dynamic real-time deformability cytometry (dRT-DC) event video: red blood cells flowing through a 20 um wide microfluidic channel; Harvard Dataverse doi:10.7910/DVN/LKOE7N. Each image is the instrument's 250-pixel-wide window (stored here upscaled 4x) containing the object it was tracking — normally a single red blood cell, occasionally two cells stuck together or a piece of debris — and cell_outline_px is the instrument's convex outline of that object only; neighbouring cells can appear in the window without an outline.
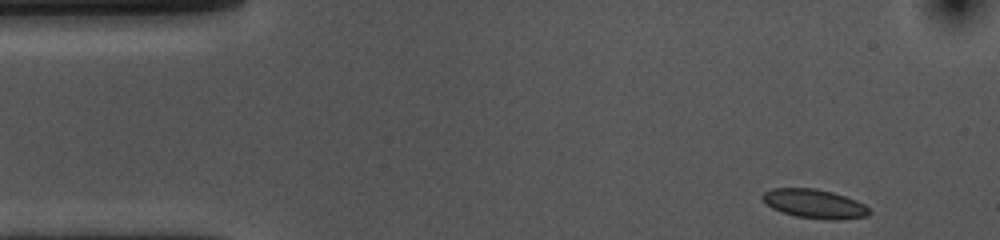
{"species": "common noctule bat (a hibernating species)", "species_latin": "Nyctalus noctula", "temperature_condition": "cold", "stored_images_in_passage": 43, "camera_frame_rate_fps": 3000, "um_per_image_px": 0.085, "animal": {"sex": "female", "body_mass_g": 10.0, "forearm_length_mm": 53.1}, "frame": {"image": 1, "passage_image": 1, "time_ms": 0.0, "image_size_px": [1000, 240], "cell_outline_px": [[872, 212], [868, 216], [836, 220], [828, 220], [796, 216], [780, 212], [772, 208], [760, 196], [764, 192], [772, 188], [816, 188], [832, 192], [856, 200], [864, 204]], "centroid_in_image_um": [69.23, 17.32], "position_along_channel_um": 15.8, "area_um2": 18.09}}
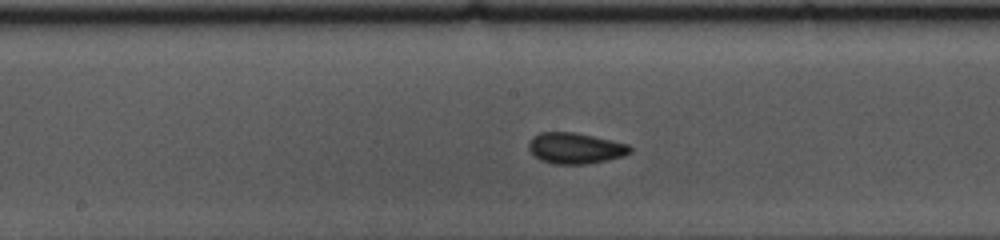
{"frame": {"image": 2, "passage_image": 23, "time_ms": 7.333, "image_size_px": [1000, 240], "cell_outline_px": [[632, 152], [624, 156], [608, 160], [588, 164], [552, 164], [540, 160], [528, 148], [528, 144], [532, 136], [540, 132], [576, 132], [612, 140], [628, 144], [632, 148]], "centroid_in_image_um": [48.92, 12.6], "position_along_channel_um": 199.3, "area_um2": 18.5}}
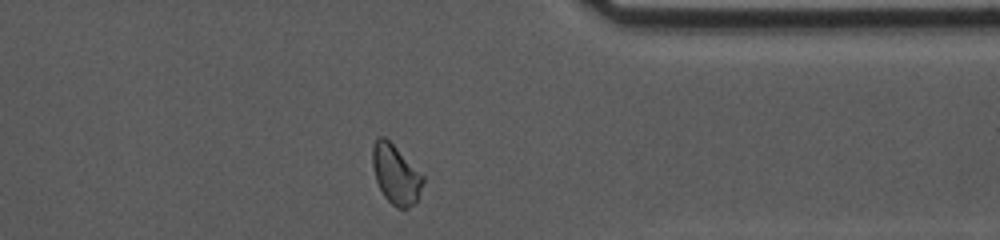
{"frame": {"image": 3, "passage_image": 39, "time_ms": 12.667, "image_size_px": [1000, 240], "cell_outline_px": [[424, 180], [416, 200], [408, 208], [400, 208], [392, 204], [384, 196], [376, 180], [372, 164], [372, 148], [376, 136], [384, 136], [424, 176]], "centroid_in_image_um": [33.61, 14.8], "position_along_channel_um": 377.8, "area_um2": 17.05}, "authors_computed_cell_mechanics": {"area_um2": 17.3978, "velocity_mm_per_s": 3.5675, "shape_relaxation_time_tau1_ms": 6.1306, "shape_relaxation_time_tau2_ms": 1.5629, "deformation_change_tau1": 0.0977, "deformation_change_tau2": 0.062}}